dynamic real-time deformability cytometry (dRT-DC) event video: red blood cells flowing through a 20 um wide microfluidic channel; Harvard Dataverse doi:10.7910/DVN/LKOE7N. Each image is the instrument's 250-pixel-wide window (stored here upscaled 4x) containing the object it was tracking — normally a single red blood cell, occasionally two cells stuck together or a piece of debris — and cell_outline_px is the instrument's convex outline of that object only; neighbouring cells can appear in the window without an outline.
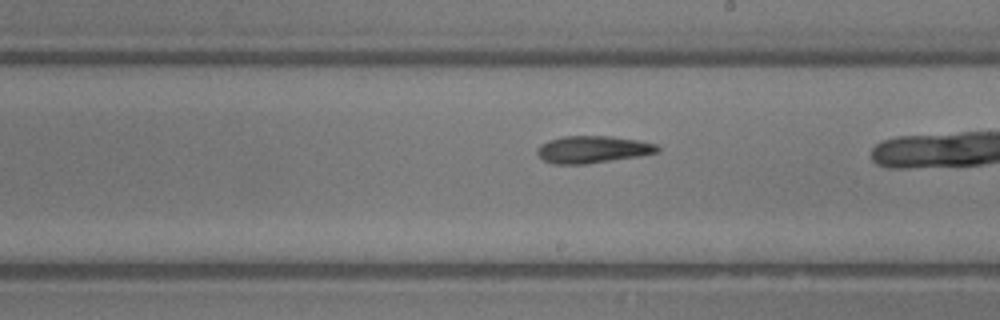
{"species": "common noctule bat (a hibernating species)", "species_latin": "Nyctalus noctula", "temperature_condition": "room temperature", "stored_images_in_passage": 22, "camera_frame_rate_fps": 3000, "um_per_image_px": 0.085, "animal": {"sex": "male", "body_mass_g": 13.3}, "frame": {"image": 1, "passage_image": 13, "time_ms": 4.0, "image_size_px": [1000, 320], "cell_outline_px": [[660, 152], [640, 156], [588, 164], [552, 164], [544, 160], [536, 152], [540, 144], [548, 140], [560, 136], [612, 136], [640, 140], [656, 144], [660, 148]], "centroid_in_image_um": [50.4, 12.7], "position_along_channel_um": 238.6, "area_um2": 19.31}}
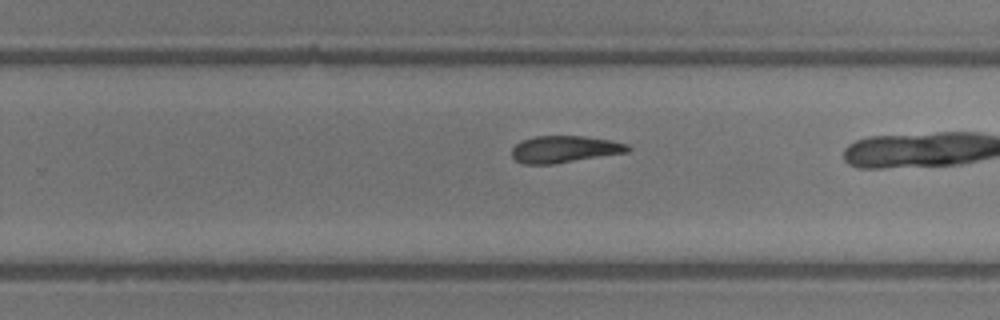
{"frame": {"image": 2, "passage_image": 16, "time_ms": 5.0, "image_size_px": [1000, 320], "cell_outline_px": [[632, 148], [628, 152], [556, 164], [524, 164], [516, 160], [512, 156], [512, 148], [516, 144], [524, 140], [536, 136], [584, 136], [612, 140], [628, 144]], "centroid_in_image_um": [48.03, 12.69], "position_along_channel_um": 281.8, "area_um2": 18.26}}
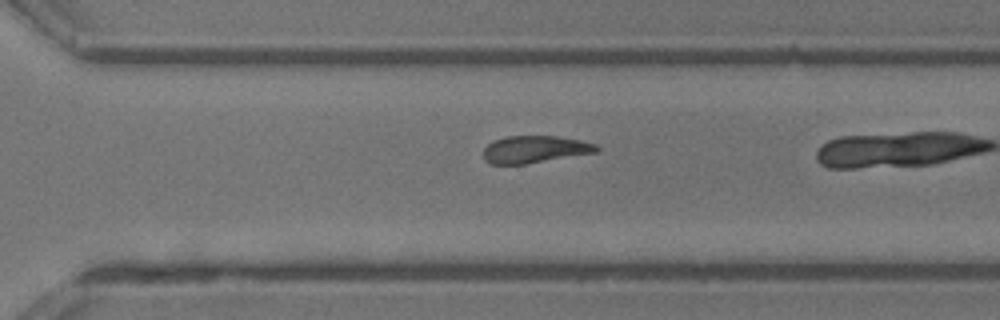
{"frame": {"image": 3, "passage_image": 19, "time_ms": 6.0, "image_size_px": [1000, 320], "cell_outline_px": [[600, 148], [596, 152], [524, 164], [492, 164], [484, 160], [484, 148], [492, 140], [504, 136], [556, 136], [580, 140], [596, 144]], "centroid_in_image_um": [45.42, 12.68], "position_along_channel_um": 325.2, "area_um2": 17.86}}